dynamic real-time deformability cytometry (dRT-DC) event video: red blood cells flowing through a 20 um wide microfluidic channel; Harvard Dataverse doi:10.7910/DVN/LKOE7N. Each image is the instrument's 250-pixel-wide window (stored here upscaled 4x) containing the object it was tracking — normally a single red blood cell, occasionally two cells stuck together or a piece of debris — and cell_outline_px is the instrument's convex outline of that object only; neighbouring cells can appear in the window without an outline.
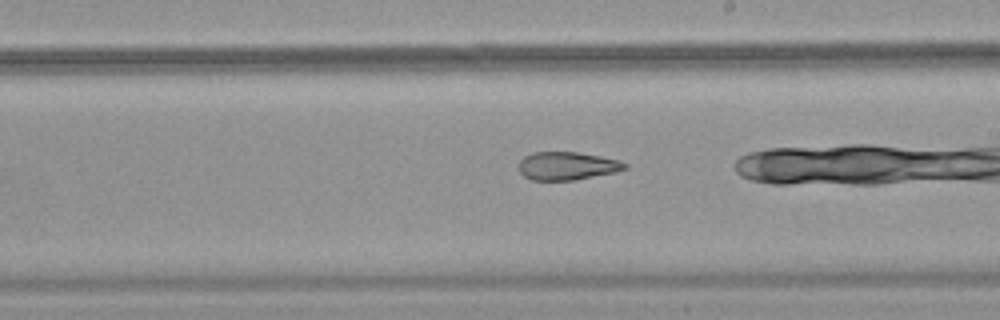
{"species": "common noctule bat (a hibernating species)", "species_latin": "Nyctalus noctula", "temperature_condition": "warm", "stored_images_in_passage": 39, "camera_frame_rate_fps": 3000, "um_per_image_px": 0.085, "animal": {"sex": "female", "body_mass_g": 18.4}, "frame": {"image": 1, "passage_image": 28, "time_ms": 9.0, "image_size_px": [1000, 320], "cell_outline_px": [[628, 168], [616, 172], [572, 180], [532, 180], [524, 176], [520, 172], [520, 160], [524, 156], [532, 152], [576, 152], [600, 156], [620, 160], [628, 164]], "centroid_in_image_um": [48.23, 14.09], "position_along_channel_um": 240.8, "area_um2": 17.34}}